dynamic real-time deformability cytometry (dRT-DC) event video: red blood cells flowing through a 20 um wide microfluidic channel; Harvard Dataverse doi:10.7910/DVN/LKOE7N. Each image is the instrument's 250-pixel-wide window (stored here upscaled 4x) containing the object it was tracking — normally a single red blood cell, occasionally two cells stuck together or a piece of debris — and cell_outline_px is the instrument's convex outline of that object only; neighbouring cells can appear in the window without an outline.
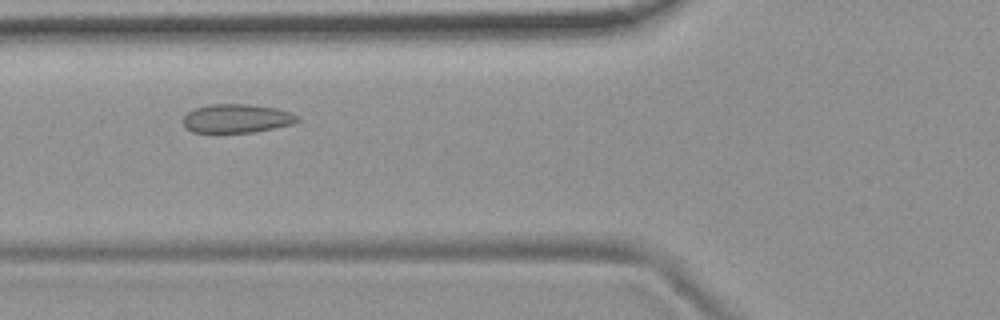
{"species": "common noctule bat (a hibernating species)", "species_latin": "Nyctalus noctula", "temperature_condition": "room temperature", "stored_images_in_passage": 47, "camera_frame_rate_fps": 3000, "um_per_image_px": 0.085, "animal": {"sex": "female", "body_mass_g": 19.9}, "frame": {"image": 1, "passage_image": 13, "time_ms": 4.0, "image_size_px": [1000, 320], "cell_outline_px": [[300, 120], [292, 124], [252, 132], [192, 132], [184, 128], [184, 116], [188, 112], [196, 108], [208, 104], [248, 104], [276, 108], [288, 112], [296, 116]], "centroid_in_image_um": [20.08, 10.06], "position_along_channel_um": 105.7, "area_um2": 18.9}}
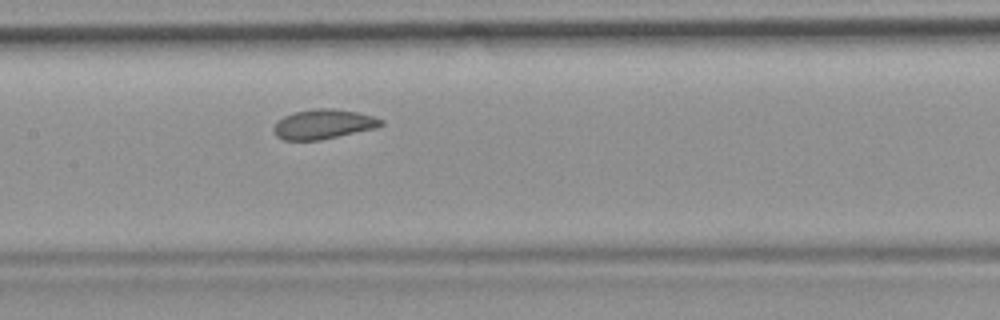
{"frame": {"image": 2, "passage_image": 19, "time_ms": 6.0, "image_size_px": [1000, 320], "cell_outline_px": [[384, 124], [376, 128], [320, 140], [284, 140], [276, 136], [272, 128], [276, 120], [292, 112], [316, 108], [328, 108], [356, 112], [372, 116], [384, 120]], "centroid_in_image_um": [27.44, 10.55], "position_along_channel_um": 180.0, "area_um2": 18.61}}
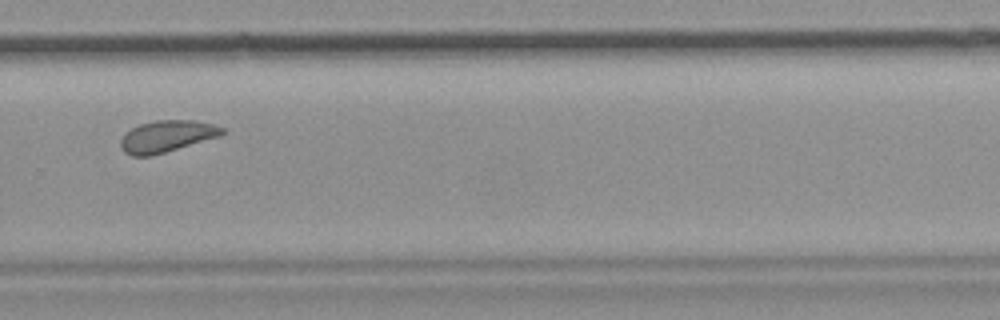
{"frame": {"image": 3, "passage_image": 30, "time_ms": 9.667, "image_size_px": [1000, 320], "cell_outline_px": [[228, 132], [220, 136], [152, 156], [132, 156], [124, 152], [120, 148], [120, 140], [124, 132], [140, 124], [156, 120], [196, 120], [212, 124], [224, 128]], "centroid_in_image_um": [14.17, 11.58], "position_along_channel_um": 315.6, "area_um2": 18.96}, "authors_computed_cell_mechanics": {"area_um2": 19.0162, "velocity_mm_per_s": 3.7144, "shape_relaxation_time_tau1_ms": 6.282, "shape_relaxation_time_tau2_ms": null, "deformation_change_tau1": 0.0796, "deformation_change_tau2": null}}